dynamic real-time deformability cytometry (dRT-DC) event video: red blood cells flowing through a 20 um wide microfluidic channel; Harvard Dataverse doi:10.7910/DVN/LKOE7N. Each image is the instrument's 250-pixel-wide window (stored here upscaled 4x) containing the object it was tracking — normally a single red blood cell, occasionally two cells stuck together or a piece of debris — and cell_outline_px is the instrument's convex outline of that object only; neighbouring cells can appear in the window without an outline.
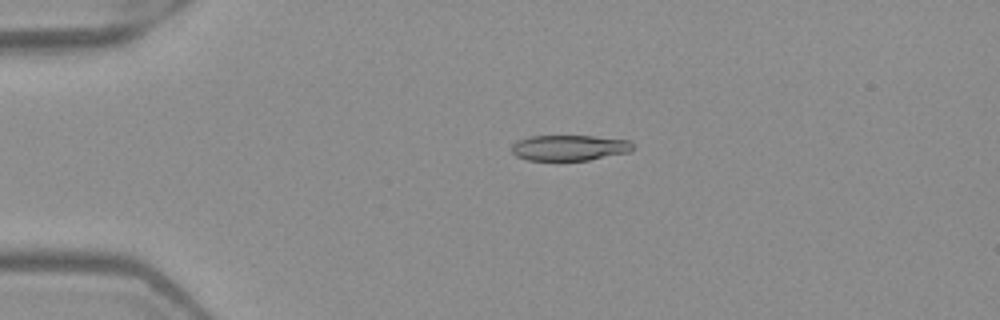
{"species": "Egyptian fruit bat (a non-hibernating species)", "species_latin": "Rousettus aegyptiacus", "temperature_condition": "warm", "stored_images_in_passage": 42, "camera_frame_rate_fps": 3000, "um_per_image_px": 0.085, "frame": {"image": 1, "passage_image": 2, "time_ms": 0.333, "image_size_px": [1000, 320], "cell_outline_px": [[632, 148], [628, 152], [588, 160], [528, 160], [516, 156], [512, 152], [512, 144], [516, 140], [528, 136], [592, 136], [628, 140], [632, 144]], "centroid_in_image_um": [48.33, 12.55], "position_along_channel_um": 36.7, "area_um2": 17.98}}
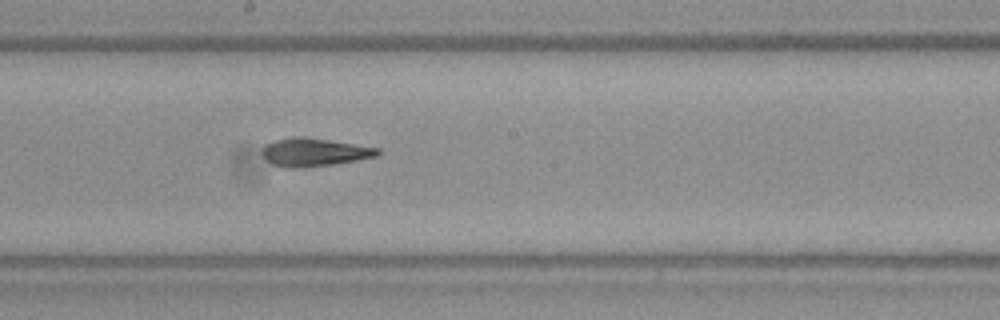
{"frame": {"image": 2, "passage_image": 19, "time_ms": 6.0, "image_size_px": [1000, 320], "cell_outline_px": [[380, 152], [376, 156], [356, 160], [332, 164], [304, 168], [284, 168], [272, 164], [260, 152], [264, 144], [276, 140], [292, 136], [304, 136], [380, 148]], "centroid_in_image_um": [26.66, 12.93], "position_along_channel_um": 221.5, "area_um2": 19.02}}
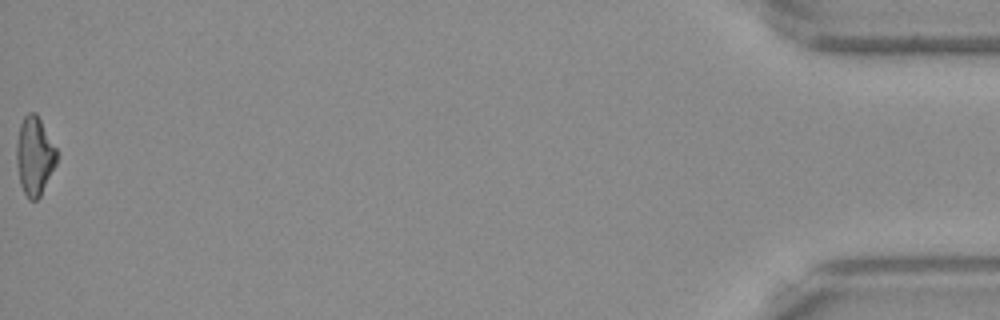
{"frame": {"image": 3, "passage_image": 42, "time_ms": 13.667, "image_size_px": [1000, 320], "cell_outline_px": [[56, 164], [40, 196], [36, 200], [28, 200], [20, 184], [16, 164], [16, 144], [20, 124], [24, 116], [28, 112], [36, 112], [56, 148]], "centroid_in_image_um": [2.91, 13.25], "position_along_channel_um": 432.3, "area_um2": 18.32}, "authors_computed_cell_mechanics": {"area_um2": 18.8717, "velocity_mm_per_s": 4.0018, "shape_relaxation_time_tau1_ms": null, "shape_relaxation_time_tau2_ms": 2.2966, "deformation_change_tau1": null, "deformation_change_tau2": 0.1098}}